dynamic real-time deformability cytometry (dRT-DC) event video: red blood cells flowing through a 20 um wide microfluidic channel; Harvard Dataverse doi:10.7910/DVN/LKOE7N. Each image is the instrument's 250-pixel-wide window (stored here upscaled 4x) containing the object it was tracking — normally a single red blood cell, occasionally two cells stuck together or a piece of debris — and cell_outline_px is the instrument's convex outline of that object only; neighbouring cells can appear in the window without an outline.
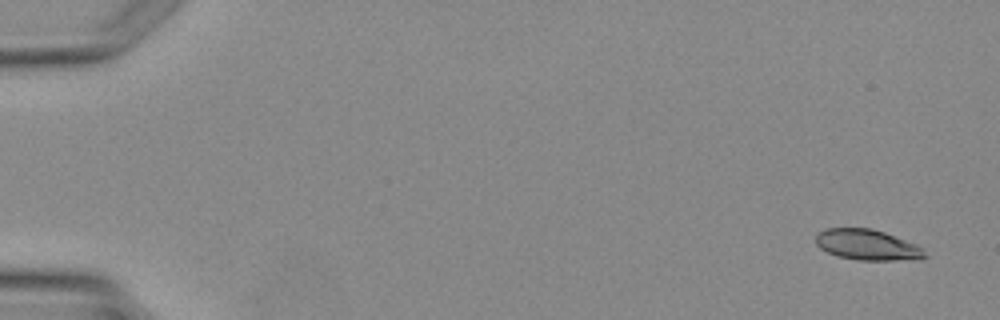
{"species": "Egyptian fruit bat (a non-hibernating species)", "species_latin": "Rousettus aegyptiacus", "temperature_condition": "warm", "stored_images_in_passage": 5, "camera_frame_rate_fps": 3000, "um_per_image_px": 0.085, "animal": {"sex": "female"}, "frame": {"image": 1, "passage_image": 1, "time_ms": 0.0, "image_size_px": [1000, 320], "cell_outline_px": [[928, 256], [920, 260], [860, 260], [836, 256], [820, 248], [816, 244], [816, 236], [824, 228], [872, 228], [884, 232], [916, 244], [924, 248]], "centroid_in_image_um": [73.77, 20.82], "position_along_channel_um": 11.2, "area_um2": 19.65}}
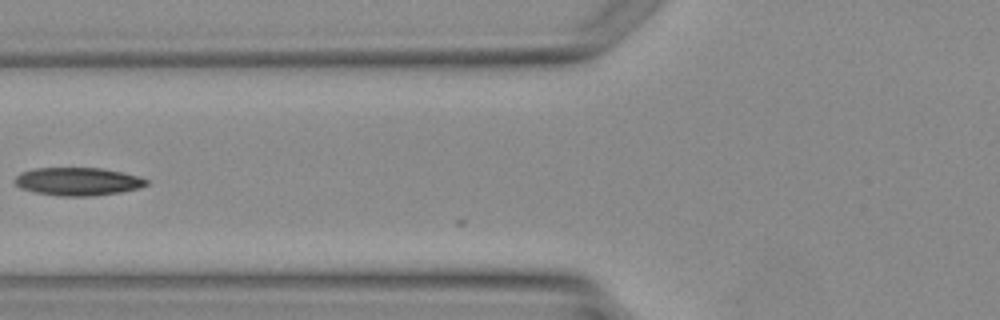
{"frame": {"image": 2, "passage_image": 5, "time_ms": 5.0, "image_size_px": [1000, 320], "cell_outline_px": [[148, 184], [140, 188], [120, 192], [92, 196], [56, 196], [36, 192], [20, 188], [12, 180], [20, 172], [36, 168], [100, 168], [120, 172], [136, 176], [148, 180]], "centroid_in_image_um": [6.57, 15.43], "position_along_channel_um": 119.2, "area_um2": 21.44}}